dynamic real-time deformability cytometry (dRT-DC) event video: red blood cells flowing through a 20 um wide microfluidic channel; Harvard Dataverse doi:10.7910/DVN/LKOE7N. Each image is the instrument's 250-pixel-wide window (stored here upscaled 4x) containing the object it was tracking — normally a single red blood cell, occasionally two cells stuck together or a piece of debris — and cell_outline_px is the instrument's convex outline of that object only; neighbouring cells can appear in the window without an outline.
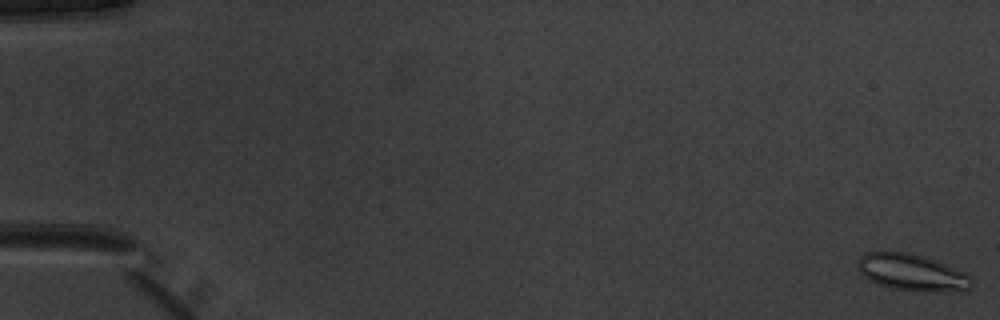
{"species": "common noctule bat (a hibernating species)", "species_latin": "Nyctalus noctula", "temperature_condition": "warm", "stored_images_in_passage": 53, "camera_frame_rate_fps": 3000, "um_per_image_px": 0.085, "animal": {"sex": "male", "body_mass_g": 20.1, "forearm_length_mm": 53.5}, "frame": {"image": 1, "passage_image": 1, "time_ms": 0.0, "image_size_px": [1000, 320], "cell_outline_px": [[972, 288], [964, 292], [920, 292], [892, 288], [880, 284], [864, 276], [856, 268], [856, 260], [860, 256], [868, 252], [908, 252], [932, 260], [964, 272], [972, 276]], "centroid_in_image_um": [77.55, 23.19], "position_along_channel_um": 7.5, "area_um2": 24.45}}
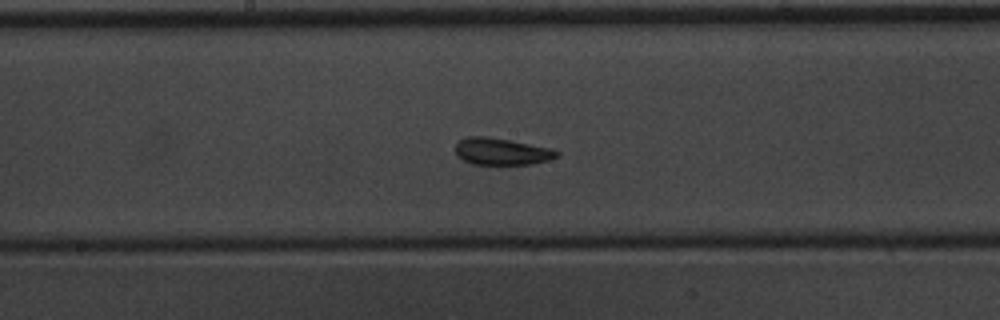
{"frame": {"image": 2, "passage_image": 29, "time_ms": 9.333, "image_size_px": [1000, 320], "cell_outline_px": [[560, 156], [548, 160], [532, 164], [472, 164], [456, 156], [456, 140], [468, 136], [488, 136], [556, 148], [560, 152]], "centroid_in_image_um": [42.67, 12.86], "position_along_channel_um": 205.5, "area_um2": 16.3}}
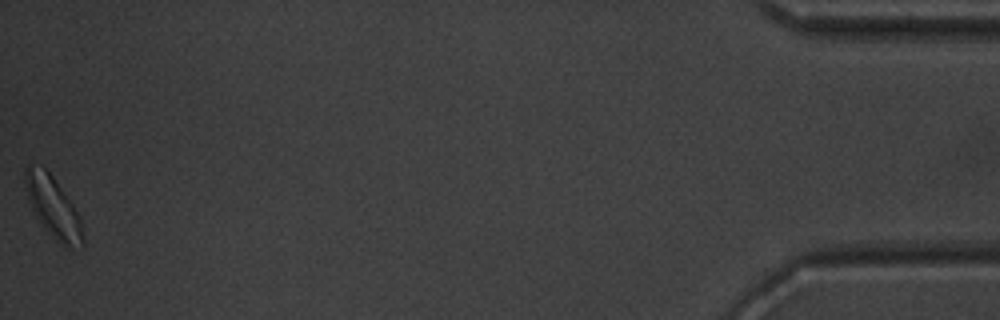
{"frame": {"image": 3, "passage_image": 53, "time_ms": 17.333, "image_size_px": [1000, 320], "cell_outline_px": [[84, 248], [64, 248], [40, 224], [28, 200], [24, 184], [24, 168], [28, 164], [44, 168], [52, 176], [72, 204], [80, 216], [84, 236]], "centroid_in_image_um": [4.52, 17.66], "position_along_channel_um": 430.7, "area_um2": 20.63}, "authors_computed_cell_mechanics": {"area_um2": 16.7042, "velocity_mm_per_s": 3.9321, "shape_relaxation_time_tau1_ms": 2.8154, "shape_relaxation_time_tau2_ms": 2.1019, "deformation_change_tau1": 0.0775, "deformation_change_tau2": 0.068}}